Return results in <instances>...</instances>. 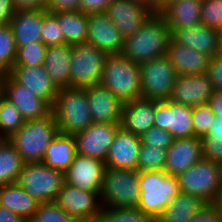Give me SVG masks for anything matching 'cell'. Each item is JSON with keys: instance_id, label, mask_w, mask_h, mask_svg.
Wrapping results in <instances>:
<instances>
[{"instance_id": "6da1fadb", "label": "cell", "mask_w": 222, "mask_h": 222, "mask_svg": "<svg viewBox=\"0 0 222 222\" xmlns=\"http://www.w3.org/2000/svg\"><path fill=\"white\" fill-rule=\"evenodd\" d=\"M171 32L162 16L155 12L132 36L124 40L121 54L141 64L167 55Z\"/></svg>"}, {"instance_id": "7a4b0ae2", "label": "cell", "mask_w": 222, "mask_h": 222, "mask_svg": "<svg viewBox=\"0 0 222 222\" xmlns=\"http://www.w3.org/2000/svg\"><path fill=\"white\" fill-rule=\"evenodd\" d=\"M51 107L61 133L75 135L93 123L85 88H60Z\"/></svg>"}, {"instance_id": "3957f363", "label": "cell", "mask_w": 222, "mask_h": 222, "mask_svg": "<svg viewBox=\"0 0 222 222\" xmlns=\"http://www.w3.org/2000/svg\"><path fill=\"white\" fill-rule=\"evenodd\" d=\"M122 103L141 98L140 64L122 54L108 55L99 82Z\"/></svg>"}, {"instance_id": "277c9868", "label": "cell", "mask_w": 222, "mask_h": 222, "mask_svg": "<svg viewBox=\"0 0 222 222\" xmlns=\"http://www.w3.org/2000/svg\"><path fill=\"white\" fill-rule=\"evenodd\" d=\"M52 112L40 119L25 120L23 126L8 140L25 163L42 162L46 148L58 133Z\"/></svg>"}, {"instance_id": "5b68a950", "label": "cell", "mask_w": 222, "mask_h": 222, "mask_svg": "<svg viewBox=\"0 0 222 222\" xmlns=\"http://www.w3.org/2000/svg\"><path fill=\"white\" fill-rule=\"evenodd\" d=\"M140 199L137 209L156 218L168 203L180 193L176 176L164 170L139 172Z\"/></svg>"}, {"instance_id": "8992f818", "label": "cell", "mask_w": 222, "mask_h": 222, "mask_svg": "<svg viewBox=\"0 0 222 222\" xmlns=\"http://www.w3.org/2000/svg\"><path fill=\"white\" fill-rule=\"evenodd\" d=\"M139 199L138 170L106 167L100 192L102 207L136 208Z\"/></svg>"}, {"instance_id": "52a82bcc", "label": "cell", "mask_w": 222, "mask_h": 222, "mask_svg": "<svg viewBox=\"0 0 222 222\" xmlns=\"http://www.w3.org/2000/svg\"><path fill=\"white\" fill-rule=\"evenodd\" d=\"M176 178L181 193L198 196L211 203L222 185L221 164L201 159Z\"/></svg>"}, {"instance_id": "ba28073f", "label": "cell", "mask_w": 222, "mask_h": 222, "mask_svg": "<svg viewBox=\"0 0 222 222\" xmlns=\"http://www.w3.org/2000/svg\"><path fill=\"white\" fill-rule=\"evenodd\" d=\"M16 182L40 203L55 202L64 184V172L43 162L24 163Z\"/></svg>"}, {"instance_id": "9c48e42d", "label": "cell", "mask_w": 222, "mask_h": 222, "mask_svg": "<svg viewBox=\"0 0 222 222\" xmlns=\"http://www.w3.org/2000/svg\"><path fill=\"white\" fill-rule=\"evenodd\" d=\"M177 75L167 55L141 63V98L168 100Z\"/></svg>"}, {"instance_id": "30bf717a", "label": "cell", "mask_w": 222, "mask_h": 222, "mask_svg": "<svg viewBox=\"0 0 222 222\" xmlns=\"http://www.w3.org/2000/svg\"><path fill=\"white\" fill-rule=\"evenodd\" d=\"M108 55L89 43L72 45L71 87L85 88L99 84Z\"/></svg>"}, {"instance_id": "8fae6325", "label": "cell", "mask_w": 222, "mask_h": 222, "mask_svg": "<svg viewBox=\"0 0 222 222\" xmlns=\"http://www.w3.org/2000/svg\"><path fill=\"white\" fill-rule=\"evenodd\" d=\"M101 191H85L64 182L55 203L79 222H97L102 210Z\"/></svg>"}, {"instance_id": "7c38bea8", "label": "cell", "mask_w": 222, "mask_h": 222, "mask_svg": "<svg viewBox=\"0 0 222 222\" xmlns=\"http://www.w3.org/2000/svg\"><path fill=\"white\" fill-rule=\"evenodd\" d=\"M153 125L167 130L174 139L192 137V107L169 100L154 101Z\"/></svg>"}, {"instance_id": "4fadbf2b", "label": "cell", "mask_w": 222, "mask_h": 222, "mask_svg": "<svg viewBox=\"0 0 222 222\" xmlns=\"http://www.w3.org/2000/svg\"><path fill=\"white\" fill-rule=\"evenodd\" d=\"M104 13L116 25L125 40L136 33L155 12L137 1L113 0Z\"/></svg>"}, {"instance_id": "5bb4252c", "label": "cell", "mask_w": 222, "mask_h": 222, "mask_svg": "<svg viewBox=\"0 0 222 222\" xmlns=\"http://www.w3.org/2000/svg\"><path fill=\"white\" fill-rule=\"evenodd\" d=\"M121 123H92L74 135L76 154L105 162L109 147Z\"/></svg>"}, {"instance_id": "9a60e30c", "label": "cell", "mask_w": 222, "mask_h": 222, "mask_svg": "<svg viewBox=\"0 0 222 222\" xmlns=\"http://www.w3.org/2000/svg\"><path fill=\"white\" fill-rule=\"evenodd\" d=\"M2 95L21 113L25 120L40 119L51 113V105L42 97L18 84L9 74H4Z\"/></svg>"}, {"instance_id": "2e32d148", "label": "cell", "mask_w": 222, "mask_h": 222, "mask_svg": "<svg viewBox=\"0 0 222 222\" xmlns=\"http://www.w3.org/2000/svg\"><path fill=\"white\" fill-rule=\"evenodd\" d=\"M105 170L104 161L76 154L64 171V182L85 191H101Z\"/></svg>"}, {"instance_id": "e0dca14e", "label": "cell", "mask_w": 222, "mask_h": 222, "mask_svg": "<svg viewBox=\"0 0 222 222\" xmlns=\"http://www.w3.org/2000/svg\"><path fill=\"white\" fill-rule=\"evenodd\" d=\"M214 91L207 73L177 75L168 100L195 107L208 103Z\"/></svg>"}, {"instance_id": "ac0fdd59", "label": "cell", "mask_w": 222, "mask_h": 222, "mask_svg": "<svg viewBox=\"0 0 222 222\" xmlns=\"http://www.w3.org/2000/svg\"><path fill=\"white\" fill-rule=\"evenodd\" d=\"M86 43L95 46L107 55L121 54L124 38L104 12L91 13L88 14Z\"/></svg>"}, {"instance_id": "d6986e66", "label": "cell", "mask_w": 222, "mask_h": 222, "mask_svg": "<svg viewBox=\"0 0 222 222\" xmlns=\"http://www.w3.org/2000/svg\"><path fill=\"white\" fill-rule=\"evenodd\" d=\"M203 159L201 138L192 136L174 139L166 150V163L163 170L177 176Z\"/></svg>"}, {"instance_id": "ffe728a7", "label": "cell", "mask_w": 222, "mask_h": 222, "mask_svg": "<svg viewBox=\"0 0 222 222\" xmlns=\"http://www.w3.org/2000/svg\"><path fill=\"white\" fill-rule=\"evenodd\" d=\"M140 146V136L134 135L120 126L109 147L105 159L106 167L137 170Z\"/></svg>"}, {"instance_id": "44dd1931", "label": "cell", "mask_w": 222, "mask_h": 222, "mask_svg": "<svg viewBox=\"0 0 222 222\" xmlns=\"http://www.w3.org/2000/svg\"><path fill=\"white\" fill-rule=\"evenodd\" d=\"M171 38L193 50L211 57L221 53L222 33L213 28L199 24L190 28L170 30Z\"/></svg>"}, {"instance_id": "7402d4cb", "label": "cell", "mask_w": 222, "mask_h": 222, "mask_svg": "<svg viewBox=\"0 0 222 222\" xmlns=\"http://www.w3.org/2000/svg\"><path fill=\"white\" fill-rule=\"evenodd\" d=\"M18 84L25 86L35 95L45 99L51 106L59 88L47 74L43 65L27 67L13 66L8 73Z\"/></svg>"}, {"instance_id": "603a6c76", "label": "cell", "mask_w": 222, "mask_h": 222, "mask_svg": "<svg viewBox=\"0 0 222 222\" xmlns=\"http://www.w3.org/2000/svg\"><path fill=\"white\" fill-rule=\"evenodd\" d=\"M94 123H121L123 103L100 84L85 87Z\"/></svg>"}, {"instance_id": "cb8c5ba5", "label": "cell", "mask_w": 222, "mask_h": 222, "mask_svg": "<svg viewBox=\"0 0 222 222\" xmlns=\"http://www.w3.org/2000/svg\"><path fill=\"white\" fill-rule=\"evenodd\" d=\"M167 57L178 75L207 73L211 59V56L179 44L172 38L168 43Z\"/></svg>"}, {"instance_id": "d4e9b609", "label": "cell", "mask_w": 222, "mask_h": 222, "mask_svg": "<svg viewBox=\"0 0 222 222\" xmlns=\"http://www.w3.org/2000/svg\"><path fill=\"white\" fill-rule=\"evenodd\" d=\"M200 0H173L158 13L170 30L190 28L201 24Z\"/></svg>"}, {"instance_id": "484cf974", "label": "cell", "mask_w": 222, "mask_h": 222, "mask_svg": "<svg viewBox=\"0 0 222 222\" xmlns=\"http://www.w3.org/2000/svg\"><path fill=\"white\" fill-rule=\"evenodd\" d=\"M44 10L15 11L10 26L16 47L27 46L32 42H42L41 30Z\"/></svg>"}, {"instance_id": "4316f807", "label": "cell", "mask_w": 222, "mask_h": 222, "mask_svg": "<svg viewBox=\"0 0 222 222\" xmlns=\"http://www.w3.org/2000/svg\"><path fill=\"white\" fill-rule=\"evenodd\" d=\"M154 101L138 98L123 103L121 126L134 135L141 136L153 127Z\"/></svg>"}, {"instance_id": "83f0119b", "label": "cell", "mask_w": 222, "mask_h": 222, "mask_svg": "<svg viewBox=\"0 0 222 222\" xmlns=\"http://www.w3.org/2000/svg\"><path fill=\"white\" fill-rule=\"evenodd\" d=\"M71 53L70 44L48 46L46 49L43 66L59 89L71 87Z\"/></svg>"}, {"instance_id": "f1b7e54d", "label": "cell", "mask_w": 222, "mask_h": 222, "mask_svg": "<svg viewBox=\"0 0 222 222\" xmlns=\"http://www.w3.org/2000/svg\"><path fill=\"white\" fill-rule=\"evenodd\" d=\"M40 202L25 191L17 182L0 186V205L28 222Z\"/></svg>"}, {"instance_id": "f546056e", "label": "cell", "mask_w": 222, "mask_h": 222, "mask_svg": "<svg viewBox=\"0 0 222 222\" xmlns=\"http://www.w3.org/2000/svg\"><path fill=\"white\" fill-rule=\"evenodd\" d=\"M76 155L74 135L58 132L48 147L42 162L50 167L64 172Z\"/></svg>"}, {"instance_id": "4dcf8cb0", "label": "cell", "mask_w": 222, "mask_h": 222, "mask_svg": "<svg viewBox=\"0 0 222 222\" xmlns=\"http://www.w3.org/2000/svg\"><path fill=\"white\" fill-rule=\"evenodd\" d=\"M204 204L200 197L180 192L156 218L160 222H189Z\"/></svg>"}, {"instance_id": "1f68e13d", "label": "cell", "mask_w": 222, "mask_h": 222, "mask_svg": "<svg viewBox=\"0 0 222 222\" xmlns=\"http://www.w3.org/2000/svg\"><path fill=\"white\" fill-rule=\"evenodd\" d=\"M58 20L66 44L85 43L88 30V14L81 11L52 13Z\"/></svg>"}, {"instance_id": "d6a6232c", "label": "cell", "mask_w": 222, "mask_h": 222, "mask_svg": "<svg viewBox=\"0 0 222 222\" xmlns=\"http://www.w3.org/2000/svg\"><path fill=\"white\" fill-rule=\"evenodd\" d=\"M24 163L8 139L0 140V186L16 182Z\"/></svg>"}, {"instance_id": "836d02e7", "label": "cell", "mask_w": 222, "mask_h": 222, "mask_svg": "<svg viewBox=\"0 0 222 222\" xmlns=\"http://www.w3.org/2000/svg\"><path fill=\"white\" fill-rule=\"evenodd\" d=\"M203 159L222 162V116H215L208 133L201 138Z\"/></svg>"}, {"instance_id": "e575fe53", "label": "cell", "mask_w": 222, "mask_h": 222, "mask_svg": "<svg viewBox=\"0 0 222 222\" xmlns=\"http://www.w3.org/2000/svg\"><path fill=\"white\" fill-rule=\"evenodd\" d=\"M25 123L19 110L3 95L0 96L1 140L10 138Z\"/></svg>"}, {"instance_id": "d590c367", "label": "cell", "mask_w": 222, "mask_h": 222, "mask_svg": "<svg viewBox=\"0 0 222 222\" xmlns=\"http://www.w3.org/2000/svg\"><path fill=\"white\" fill-rule=\"evenodd\" d=\"M16 43L11 26L0 25V73L8 74L16 58Z\"/></svg>"}, {"instance_id": "8d00e7d4", "label": "cell", "mask_w": 222, "mask_h": 222, "mask_svg": "<svg viewBox=\"0 0 222 222\" xmlns=\"http://www.w3.org/2000/svg\"><path fill=\"white\" fill-rule=\"evenodd\" d=\"M152 217L137 208L102 207L97 222H150Z\"/></svg>"}, {"instance_id": "74e56055", "label": "cell", "mask_w": 222, "mask_h": 222, "mask_svg": "<svg viewBox=\"0 0 222 222\" xmlns=\"http://www.w3.org/2000/svg\"><path fill=\"white\" fill-rule=\"evenodd\" d=\"M166 163V150L160 147H151L141 143L138 160L137 170L150 171V170H163Z\"/></svg>"}, {"instance_id": "f35d334b", "label": "cell", "mask_w": 222, "mask_h": 222, "mask_svg": "<svg viewBox=\"0 0 222 222\" xmlns=\"http://www.w3.org/2000/svg\"><path fill=\"white\" fill-rule=\"evenodd\" d=\"M47 46L43 42H32L18 47L13 66L33 67L43 65Z\"/></svg>"}, {"instance_id": "ab89813d", "label": "cell", "mask_w": 222, "mask_h": 222, "mask_svg": "<svg viewBox=\"0 0 222 222\" xmlns=\"http://www.w3.org/2000/svg\"><path fill=\"white\" fill-rule=\"evenodd\" d=\"M28 222H79L68 215L55 202H45L38 205V209Z\"/></svg>"}, {"instance_id": "60d3db41", "label": "cell", "mask_w": 222, "mask_h": 222, "mask_svg": "<svg viewBox=\"0 0 222 222\" xmlns=\"http://www.w3.org/2000/svg\"><path fill=\"white\" fill-rule=\"evenodd\" d=\"M41 38L47 47L66 44L57 18L46 9L44 10Z\"/></svg>"}, {"instance_id": "b9f144b4", "label": "cell", "mask_w": 222, "mask_h": 222, "mask_svg": "<svg viewBox=\"0 0 222 222\" xmlns=\"http://www.w3.org/2000/svg\"><path fill=\"white\" fill-rule=\"evenodd\" d=\"M200 19L202 25L222 33V0H203Z\"/></svg>"}, {"instance_id": "7bdbcfd3", "label": "cell", "mask_w": 222, "mask_h": 222, "mask_svg": "<svg viewBox=\"0 0 222 222\" xmlns=\"http://www.w3.org/2000/svg\"><path fill=\"white\" fill-rule=\"evenodd\" d=\"M215 118L211 106L208 103L192 107V124L194 136L202 138L205 136Z\"/></svg>"}, {"instance_id": "ee69618b", "label": "cell", "mask_w": 222, "mask_h": 222, "mask_svg": "<svg viewBox=\"0 0 222 222\" xmlns=\"http://www.w3.org/2000/svg\"><path fill=\"white\" fill-rule=\"evenodd\" d=\"M140 141L145 145L167 150L173 143L174 137L167 130L153 126L140 136Z\"/></svg>"}, {"instance_id": "f6af8a7d", "label": "cell", "mask_w": 222, "mask_h": 222, "mask_svg": "<svg viewBox=\"0 0 222 222\" xmlns=\"http://www.w3.org/2000/svg\"><path fill=\"white\" fill-rule=\"evenodd\" d=\"M207 74L214 90L222 92V52L211 57Z\"/></svg>"}, {"instance_id": "bcb514c9", "label": "cell", "mask_w": 222, "mask_h": 222, "mask_svg": "<svg viewBox=\"0 0 222 222\" xmlns=\"http://www.w3.org/2000/svg\"><path fill=\"white\" fill-rule=\"evenodd\" d=\"M46 10L49 13L80 11V0H47Z\"/></svg>"}, {"instance_id": "7dc6e473", "label": "cell", "mask_w": 222, "mask_h": 222, "mask_svg": "<svg viewBox=\"0 0 222 222\" xmlns=\"http://www.w3.org/2000/svg\"><path fill=\"white\" fill-rule=\"evenodd\" d=\"M189 222H222V219L214 206L206 203Z\"/></svg>"}, {"instance_id": "c3c4849f", "label": "cell", "mask_w": 222, "mask_h": 222, "mask_svg": "<svg viewBox=\"0 0 222 222\" xmlns=\"http://www.w3.org/2000/svg\"><path fill=\"white\" fill-rule=\"evenodd\" d=\"M113 0H80V11L86 14L103 13Z\"/></svg>"}, {"instance_id": "681fc988", "label": "cell", "mask_w": 222, "mask_h": 222, "mask_svg": "<svg viewBox=\"0 0 222 222\" xmlns=\"http://www.w3.org/2000/svg\"><path fill=\"white\" fill-rule=\"evenodd\" d=\"M15 11L45 10L47 0H11Z\"/></svg>"}, {"instance_id": "f907efd6", "label": "cell", "mask_w": 222, "mask_h": 222, "mask_svg": "<svg viewBox=\"0 0 222 222\" xmlns=\"http://www.w3.org/2000/svg\"><path fill=\"white\" fill-rule=\"evenodd\" d=\"M14 13L11 0H0V25L10 24Z\"/></svg>"}, {"instance_id": "816d5d0a", "label": "cell", "mask_w": 222, "mask_h": 222, "mask_svg": "<svg viewBox=\"0 0 222 222\" xmlns=\"http://www.w3.org/2000/svg\"><path fill=\"white\" fill-rule=\"evenodd\" d=\"M208 104L211 106L215 116H222V92L214 91Z\"/></svg>"}, {"instance_id": "f5cc1de1", "label": "cell", "mask_w": 222, "mask_h": 222, "mask_svg": "<svg viewBox=\"0 0 222 222\" xmlns=\"http://www.w3.org/2000/svg\"><path fill=\"white\" fill-rule=\"evenodd\" d=\"M0 222H26L20 216L0 205Z\"/></svg>"}, {"instance_id": "db71d44e", "label": "cell", "mask_w": 222, "mask_h": 222, "mask_svg": "<svg viewBox=\"0 0 222 222\" xmlns=\"http://www.w3.org/2000/svg\"><path fill=\"white\" fill-rule=\"evenodd\" d=\"M211 204L214 206L215 210L218 212L219 216L222 219V185Z\"/></svg>"}, {"instance_id": "11a10c76", "label": "cell", "mask_w": 222, "mask_h": 222, "mask_svg": "<svg viewBox=\"0 0 222 222\" xmlns=\"http://www.w3.org/2000/svg\"><path fill=\"white\" fill-rule=\"evenodd\" d=\"M173 0H155V12H159L164 6Z\"/></svg>"}, {"instance_id": "9f6ffc18", "label": "cell", "mask_w": 222, "mask_h": 222, "mask_svg": "<svg viewBox=\"0 0 222 222\" xmlns=\"http://www.w3.org/2000/svg\"><path fill=\"white\" fill-rule=\"evenodd\" d=\"M145 4L155 12V0H132Z\"/></svg>"}, {"instance_id": "6f0895ef", "label": "cell", "mask_w": 222, "mask_h": 222, "mask_svg": "<svg viewBox=\"0 0 222 222\" xmlns=\"http://www.w3.org/2000/svg\"><path fill=\"white\" fill-rule=\"evenodd\" d=\"M4 74L0 73V96L2 95V83H3Z\"/></svg>"}, {"instance_id": "680465c9", "label": "cell", "mask_w": 222, "mask_h": 222, "mask_svg": "<svg viewBox=\"0 0 222 222\" xmlns=\"http://www.w3.org/2000/svg\"><path fill=\"white\" fill-rule=\"evenodd\" d=\"M150 222H160L157 218H152Z\"/></svg>"}]
</instances>
